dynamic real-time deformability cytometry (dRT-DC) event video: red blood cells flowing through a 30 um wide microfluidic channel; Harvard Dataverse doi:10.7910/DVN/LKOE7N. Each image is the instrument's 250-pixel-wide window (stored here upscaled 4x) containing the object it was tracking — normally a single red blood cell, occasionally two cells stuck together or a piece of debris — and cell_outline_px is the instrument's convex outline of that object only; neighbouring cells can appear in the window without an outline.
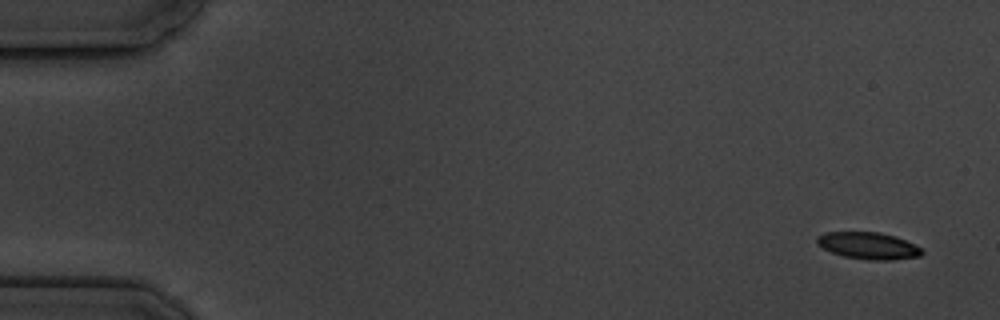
{"species": "common noctule bat (a hibernating species)", "species_latin": "Nyctalus noctula", "temperature_condition": "cold", "stored_images_in_passage": 5, "camera_frame_rate_fps": 3000, "um_per_image_px": 0.085, "animal": {"sex": "male", "body_mass_g": 19.5, "forearm_length_mm": 54.6}, "frame": {"image": 1, "passage_image": 1, "time_ms": 0.0, "image_size_px": [1000, 320], "cell_outline_px": [[924, 252], [920, 256], [892, 260], [868, 260], [844, 256], [832, 252], [816, 244], [816, 236], [824, 232], [880, 232], [896, 236], [920, 248]], "centroid_in_image_um": [73.78, 20.88], "position_along_channel_um": 11.2, "area_um2": 16.42}}
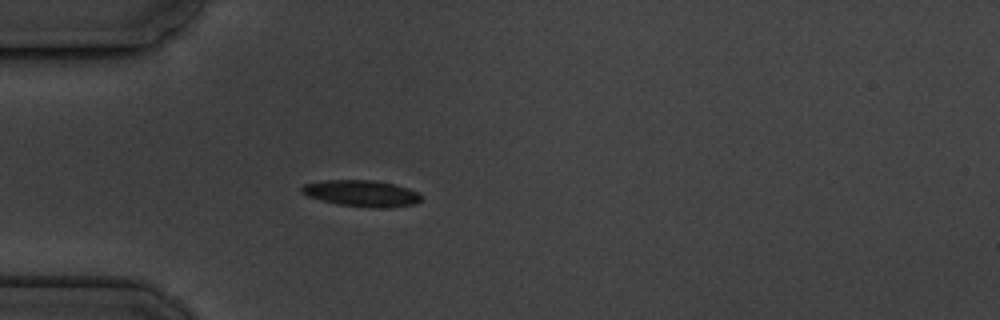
{"frame": {"image": 2, "passage_image": 5, "time_ms": 4.667, "image_size_px": [1000, 320], "cell_outline_px": [[420, 200], [416, 204], [392, 208], [372, 208], [336, 204], [320, 200], [308, 196], [300, 192], [300, 188], [304, 184], [324, 180], [372, 180], [392, 184], [408, 188], [420, 192]], "centroid_in_image_um": [30.74, 16.45], "position_along_channel_um": 54.3, "area_um2": 18.55}}